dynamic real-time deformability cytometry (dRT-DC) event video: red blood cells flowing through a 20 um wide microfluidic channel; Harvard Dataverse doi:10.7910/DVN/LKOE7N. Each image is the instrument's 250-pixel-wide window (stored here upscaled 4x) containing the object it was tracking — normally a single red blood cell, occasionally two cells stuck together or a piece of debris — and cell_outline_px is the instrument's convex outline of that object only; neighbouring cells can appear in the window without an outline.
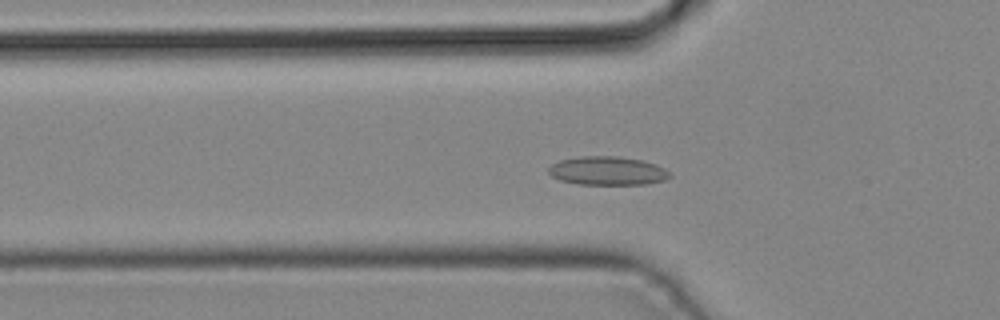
{"species": "common noctule bat (a hibernating species)", "species_latin": "Nyctalus noctula", "temperature_condition": "cold", "stored_images_in_passage": 45, "segment_of_instrument_passage": [1, 2], "camera_frame_rate_fps": 3000, "um_per_image_px": 0.085, "animal": {"sex": "male", "body_mass_g": 19.2, "forearm_length_mm": 51.8}, "frame": {"image": 1, "passage_image": 15, "time_ms": 4.667, "image_size_px": [1000, 320], "cell_outline_px": [[672, 176], [664, 180], [644, 184], [580, 184], [560, 180], [552, 176], [548, 172], [548, 168], [552, 164], [560, 160], [580, 156], [616, 156], [644, 160], [656, 164], [664, 168]], "centroid_in_image_um": [51.64, 14.51], "position_along_channel_um": 74.2, "area_um2": 20.17}}
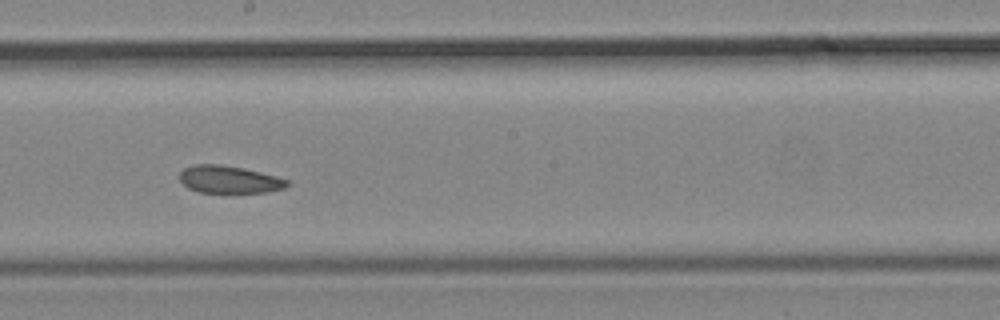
{"frame": {"image": 2, "passage_image": 25, "time_ms": 8.0, "image_size_px": [1000, 320], "cell_outline_px": [[288, 184], [284, 188], [268, 192], [200, 192], [188, 188], [180, 180], [180, 172], [184, 168], [192, 164], [220, 164], [244, 168], [276, 176], [288, 180]], "centroid_in_image_um": [19.46, 15.24], "position_along_channel_um": 228.7, "area_um2": 17.11}}
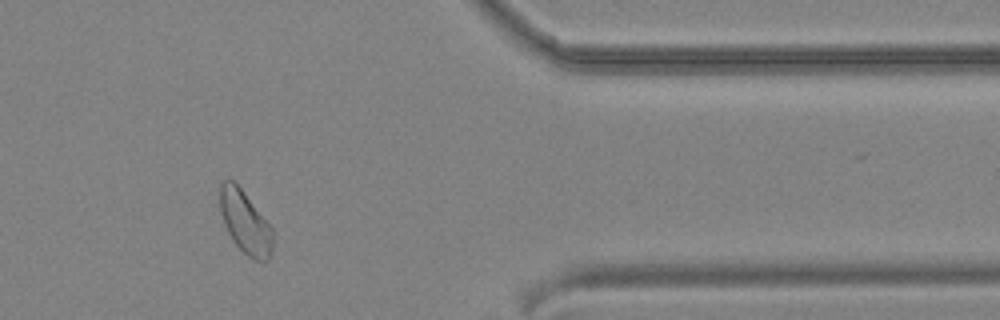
{"frame": {"image": 3, "passage_image": 37, "time_ms": 12.0, "image_size_px": [1000, 320], "cell_outline_px": [[272, 248], [268, 260], [256, 260], [248, 256], [232, 240], [224, 224], [220, 208], [220, 184], [224, 180], [232, 180], [240, 188], [272, 228]], "centroid_in_image_um": [20.82, 18.9], "position_along_channel_um": 390.6, "area_um2": 18.73}}